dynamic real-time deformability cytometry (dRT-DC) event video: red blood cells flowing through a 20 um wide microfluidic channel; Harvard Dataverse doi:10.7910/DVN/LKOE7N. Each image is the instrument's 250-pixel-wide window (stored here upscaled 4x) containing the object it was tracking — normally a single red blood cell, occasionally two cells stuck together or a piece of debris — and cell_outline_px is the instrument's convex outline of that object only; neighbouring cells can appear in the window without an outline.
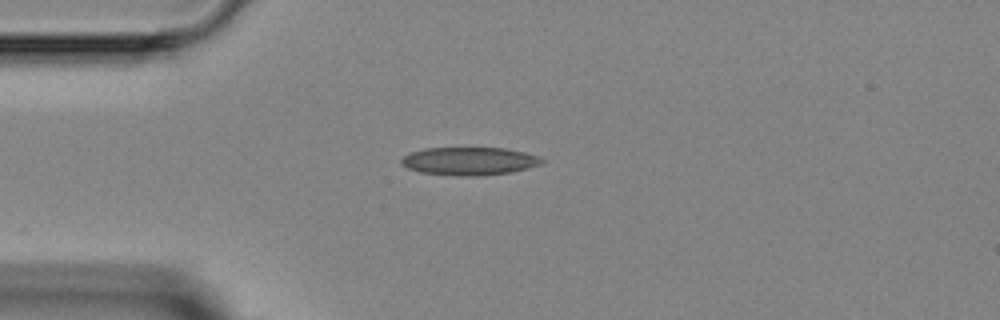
{"species": "Egyptian fruit bat (a non-hibernating species)", "species_latin": "Rousettus aegyptiacus", "temperature_condition": "room temperature", "stored_images_in_passage": 2, "camera_frame_rate_fps": 3000, "um_per_image_px": 0.085, "animal": {"sex": "female"}, "frame": {"image": 1, "passage_image": 1, "time_ms": 0.0, "image_size_px": [1000, 320], "cell_outline_px": [[544, 164], [512, 172], [480, 176], [456, 176], [420, 172], [408, 168], [400, 164], [400, 160], [404, 156], [412, 152], [424, 148], [504, 148], [524, 152], [540, 156], [544, 160]], "centroid_in_image_um": [39.92, 13.7], "position_along_channel_um": 45.1, "area_um2": 23.12}}